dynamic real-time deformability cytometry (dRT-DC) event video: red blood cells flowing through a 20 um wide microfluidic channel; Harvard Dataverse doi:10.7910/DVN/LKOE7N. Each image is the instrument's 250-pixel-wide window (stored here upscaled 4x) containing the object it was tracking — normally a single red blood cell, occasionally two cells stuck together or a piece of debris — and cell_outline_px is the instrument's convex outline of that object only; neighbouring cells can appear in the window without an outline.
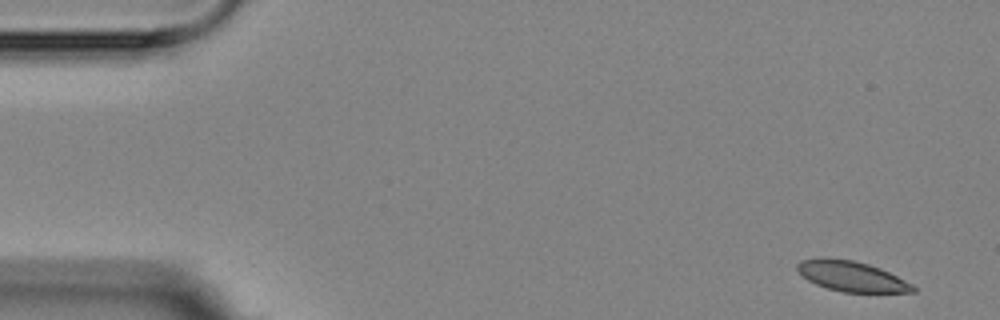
{"species": "Egyptian fruit bat (a non-hibernating species)", "species_latin": "Rousettus aegyptiacus", "temperature_condition": "room temperature", "stored_images_in_passage": 5, "segment_of_instrument_passage": [2, 2], "camera_frame_rate_fps": 3000, "um_per_image_px": 0.085, "animal": {"sex": "female"}, "frame": {"image": 1, "passage_image": 5, "time_ms": 4.667, "image_size_px": [1000, 320], "cell_outline_px": [[916, 292], [844, 292], [828, 288], [816, 284], [808, 280], [796, 268], [796, 264], [800, 260], [820, 256], [828, 256], [852, 260], [868, 264], [880, 268], [912, 284], [916, 288]], "centroid_in_image_um": [72.34, 23.45], "position_along_channel_um": 12.7, "area_um2": 20.46}}